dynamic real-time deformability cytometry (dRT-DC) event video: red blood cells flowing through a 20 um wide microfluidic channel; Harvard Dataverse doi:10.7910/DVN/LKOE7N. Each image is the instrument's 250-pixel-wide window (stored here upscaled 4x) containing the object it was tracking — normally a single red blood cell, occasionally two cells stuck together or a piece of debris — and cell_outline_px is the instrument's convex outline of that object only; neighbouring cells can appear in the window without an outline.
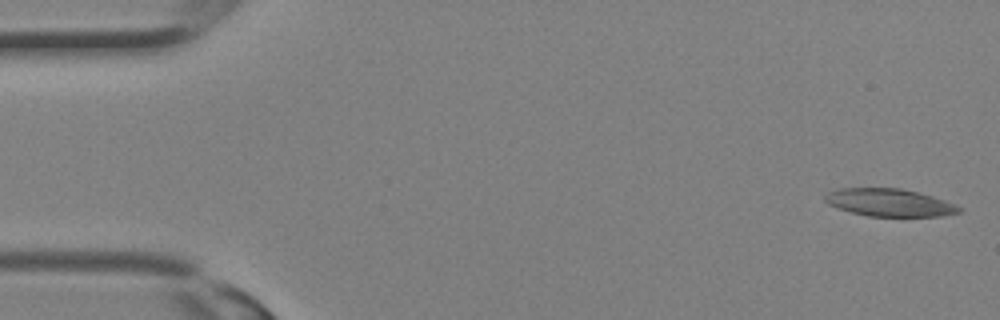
{"species": "Egyptian fruit bat (a non-hibernating species)", "species_latin": "Rousettus aegyptiacus", "temperature_condition": "room temperature", "stored_images_in_passage": 32, "camera_frame_rate_fps": 3000, "um_per_image_px": 0.085, "animal": {"sex": "female"}, "frame": {"image": 1, "passage_image": 1, "time_ms": 0.0, "image_size_px": [1000, 320], "cell_outline_px": [[964, 208], [960, 212], [944, 216], [868, 216], [852, 212], [828, 204], [824, 200], [824, 196], [828, 192], [840, 188], [900, 188], [932, 196], [956, 204]], "centroid_in_image_um": [75.63, 17.22], "position_along_channel_um": 9.4, "area_um2": 21.5}}
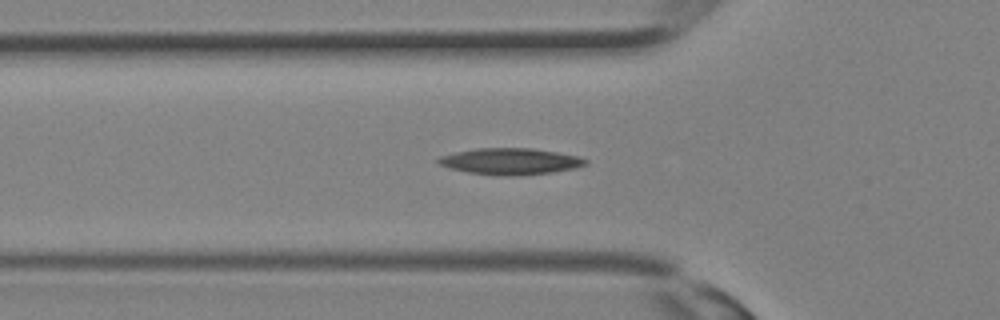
{"frame": {"image": 2, "passage_image": 11, "time_ms": 3.333, "image_size_px": [1000, 320], "cell_outline_px": [[588, 164], [576, 168], [552, 172], [520, 176], [504, 176], [468, 172], [448, 168], [440, 164], [436, 160], [440, 156], [456, 152], [476, 148], [532, 148], [580, 156], [588, 160]], "centroid_in_image_um": [43.41, 13.72], "position_along_channel_um": 82.4, "area_um2": 22.77}}
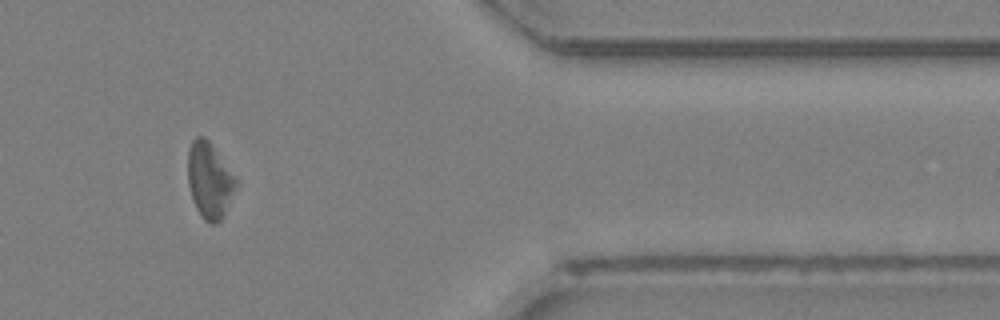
{"frame": {"image": 3, "passage_image": 27, "time_ms": 8.667, "image_size_px": [1000, 320], "cell_outline_px": [[240, 180], [224, 216], [216, 224], [212, 224], [204, 220], [200, 216], [196, 208], [188, 184], [188, 148], [192, 140], [196, 136], [204, 136], [212, 144]], "centroid_in_image_um": [17.85, 15.32], "position_along_channel_um": 393.6, "area_um2": 21.79}}